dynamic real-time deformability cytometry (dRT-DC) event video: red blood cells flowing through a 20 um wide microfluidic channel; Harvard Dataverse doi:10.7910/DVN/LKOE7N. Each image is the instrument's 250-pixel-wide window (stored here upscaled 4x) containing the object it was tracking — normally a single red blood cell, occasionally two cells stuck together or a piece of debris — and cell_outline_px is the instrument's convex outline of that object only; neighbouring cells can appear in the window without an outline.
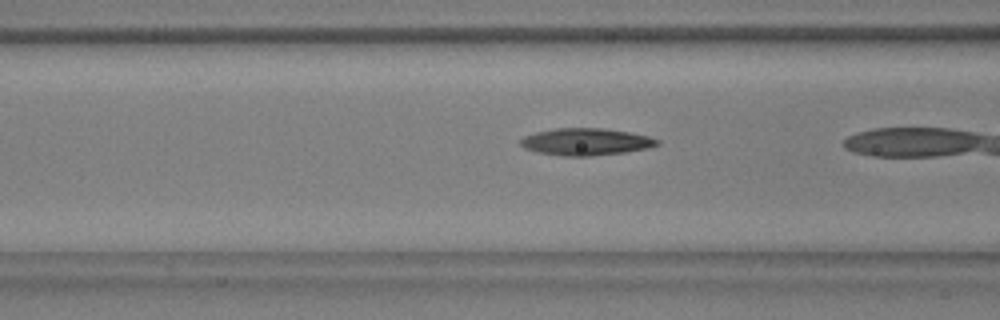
{"species": "common noctule bat (a hibernating species)", "species_latin": "Nyctalus noctula", "temperature_condition": "warm", "stored_images_in_passage": 20, "camera_frame_rate_fps": 3000, "um_per_image_px": 0.085, "animal": {"sex": "male", "body_mass_g": 17.9, "forearm_length_mm": 54.2}, "frame": {"image": 1, "passage_image": 19, "time_ms": 6.0, "image_size_px": [1000, 320], "cell_outline_px": [[660, 144], [648, 148], [624, 152], [588, 156], [564, 156], [536, 152], [524, 148], [520, 144], [520, 140], [524, 136], [536, 132], [556, 128], [604, 128], [628, 132], [648, 136], [660, 140]], "centroid_in_image_um": [49.79, 12.05], "position_along_channel_um": 116.8, "area_um2": 21.5}}